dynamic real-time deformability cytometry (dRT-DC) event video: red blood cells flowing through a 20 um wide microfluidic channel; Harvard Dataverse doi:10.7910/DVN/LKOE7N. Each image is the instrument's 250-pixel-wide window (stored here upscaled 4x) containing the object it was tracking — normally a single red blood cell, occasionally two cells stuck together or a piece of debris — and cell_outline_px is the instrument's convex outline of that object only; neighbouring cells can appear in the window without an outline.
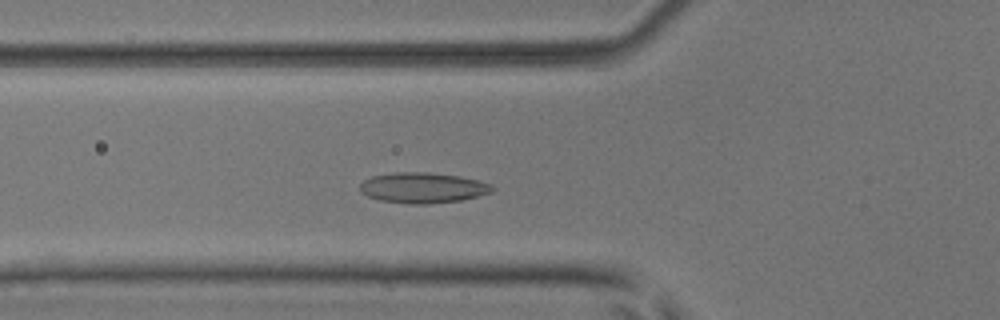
{"species": "common noctule bat (a hibernating species)", "species_latin": "Nyctalus noctula", "temperature_condition": "room temperature", "stored_images_in_passage": 48, "camera_frame_rate_fps": 3000, "um_per_image_px": 0.085, "animal": {"sex": "male", "body_mass_g": 17.9, "forearm_length_mm": 54.2}, "frame": {"image": 1, "passage_image": 14, "time_ms": 4.333, "image_size_px": [1000, 320], "cell_outline_px": [[496, 188], [492, 192], [460, 200], [428, 204], [412, 204], [380, 200], [368, 196], [360, 192], [360, 184], [364, 180], [372, 176], [392, 172], [428, 172], [460, 176], [480, 180], [492, 184]], "centroid_in_image_um": [35.96, 15.95], "position_along_channel_um": 89.8, "area_um2": 23.64}}
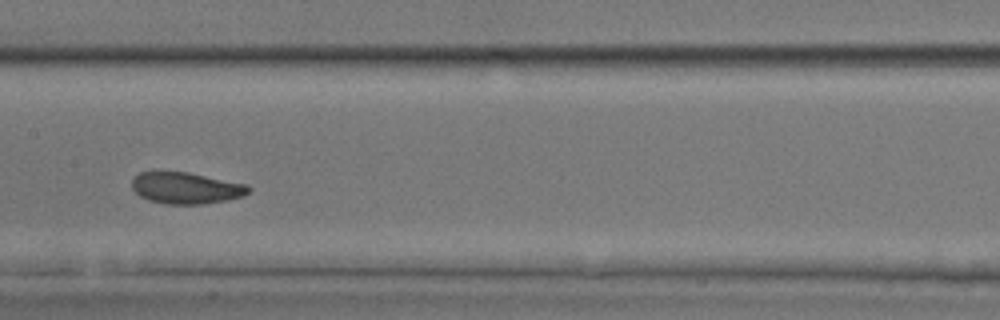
{"frame": {"image": 2, "passage_image": 22, "time_ms": 7.0, "image_size_px": [1000, 320], "cell_outline_px": [[252, 188], [244, 196], [228, 200], [200, 204], [164, 204], [148, 200], [140, 196], [132, 188], [132, 180], [140, 172], [188, 172], [248, 184]], "centroid_in_image_um": [15.84, 15.99], "position_along_channel_um": 191.6, "area_um2": 21.44}}
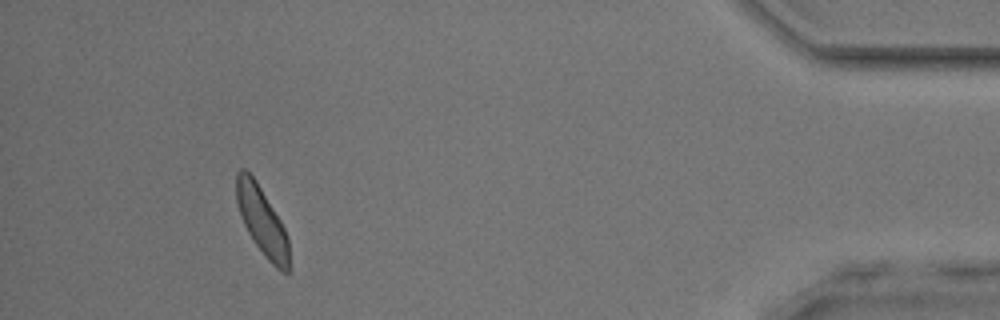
{"frame": {"image": 3, "passage_image": 44, "time_ms": 14.333, "image_size_px": [1000, 320], "cell_outline_px": [[288, 272], [280, 272], [268, 260], [256, 244], [248, 232], [244, 224], [236, 200], [236, 172], [240, 168], [244, 168], [256, 180], [280, 220], [288, 236]], "centroid_in_image_um": [22.26, 18.76], "position_along_channel_um": 412.9, "area_um2": 20.52}, "authors_computed_cell_mechanics": {"area_um2": 22.3686, "velocity_mm_per_s": 3.8239, "shape_relaxation_time_tau1_ms": 3.5397, "shape_relaxation_time_tau2_ms": 3.329, "deformation_change_tau1": 0.0741, "deformation_change_tau2": 0.1011}}